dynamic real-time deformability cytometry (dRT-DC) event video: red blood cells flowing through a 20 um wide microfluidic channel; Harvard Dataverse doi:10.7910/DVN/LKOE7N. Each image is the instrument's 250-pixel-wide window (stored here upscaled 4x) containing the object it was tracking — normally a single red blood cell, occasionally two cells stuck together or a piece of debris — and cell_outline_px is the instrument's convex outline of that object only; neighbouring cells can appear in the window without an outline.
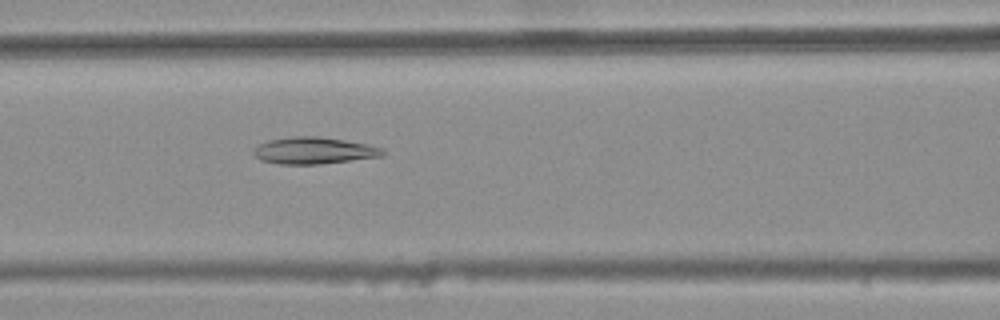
{"species": "common noctule bat (a hibernating species)", "species_latin": "Nyctalus noctula", "temperature_condition": "warm", "stored_images_in_passage": 39, "camera_frame_rate_fps": 3000, "um_per_image_px": 0.085, "animal": {"sex": "female", "body_mass_g": 25.1}, "frame": {"image": 1, "passage_image": 14, "time_ms": 4.333, "image_size_px": [1000, 320], "cell_outline_px": [[384, 156], [320, 164], [280, 164], [260, 160], [252, 152], [252, 148], [268, 140], [292, 136], [320, 136], [368, 144], [380, 148], [384, 152]], "centroid_in_image_um": [26.65, 12.79], "position_along_channel_um": 140.0, "area_um2": 20.17}}
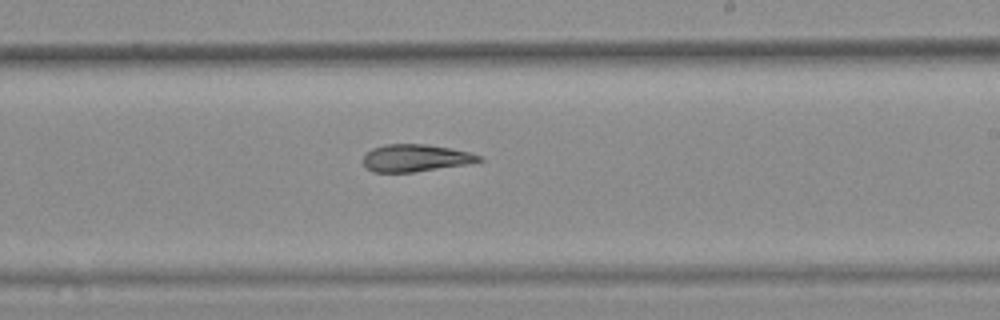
{"frame": {"image": 2, "passage_image": 23, "time_ms": 7.333, "image_size_px": [1000, 320], "cell_outline_px": [[484, 160], [468, 164], [412, 172], [372, 172], [364, 164], [364, 156], [372, 148], [384, 144], [424, 144], [452, 148], [484, 156]], "centroid_in_image_um": [35.36, 13.42], "position_along_channel_um": 253.6, "area_um2": 18.38}}
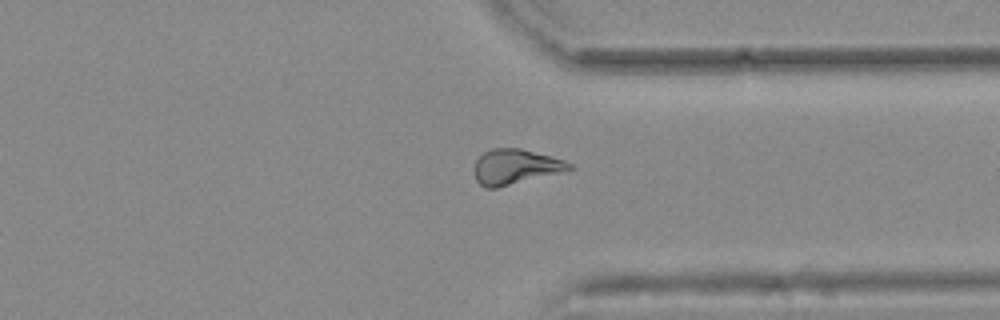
{"frame": {"image": 3, "passage_image": 32, "time_ms": 10.333, "image_size_px": [1000, 320], "cell_outline_px": [[576, 168], [496, 188], [484, 188], [476, 180], [476, 160], [484, 152], [492, 148], [520, 148], [564, 160], [572, 164]], "centroid_in_image_um": [43.81, 14.17], "position_along_channel_um": 367.6, "area_um2": 19.07}, "authors_computed_cell_mechanics": {"area_um2": 19.4208, "velocity_mm_per_s": 3.8037, "shape_relaxation_time_tau1_ms": null, "shape_relaxation_time_tau2_ms": 6.3477, "deformation_change_tau1": null, "deformation_change_tau2": 0.1387}}